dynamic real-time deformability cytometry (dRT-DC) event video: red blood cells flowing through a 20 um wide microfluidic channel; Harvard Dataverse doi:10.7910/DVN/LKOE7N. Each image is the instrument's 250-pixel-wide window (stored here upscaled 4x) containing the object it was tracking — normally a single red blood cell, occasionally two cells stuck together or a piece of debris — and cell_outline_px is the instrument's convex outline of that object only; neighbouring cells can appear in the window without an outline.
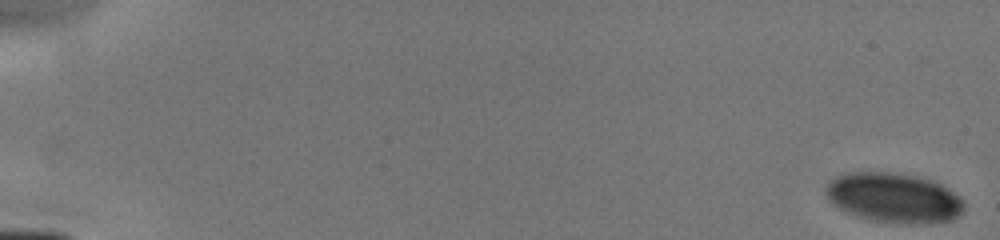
{"species": "human", "species_latin": "Homo sapiens", "temperature_condition": "cold", "stored_images_in_passage": 7, "camera_frame_rate_fps": 3000, "um_per_image_px": 0.085, "donor": {"sex": "male"}, "frame": {"image": 1, "passage_image": 1, "time_ms": 0.0, "image_size_px": [1000, 240], "cell_outline_px": [[964, 212], [960, 216], [952, 220], [916, 224], [908, 224], [868, 220], [856, 216], [832, 204], [828, 200], [824, 192], [824, 188], [828, 180], [836, 176], [848, 172], [892, 172], [916, 176], [932, 180], [940, 184], [960, 196], [964, 200]], "centroid_in_image_um": [75.96, 16.81], "position_along_channel_um": 9.0, "area_um2": 40.63}}
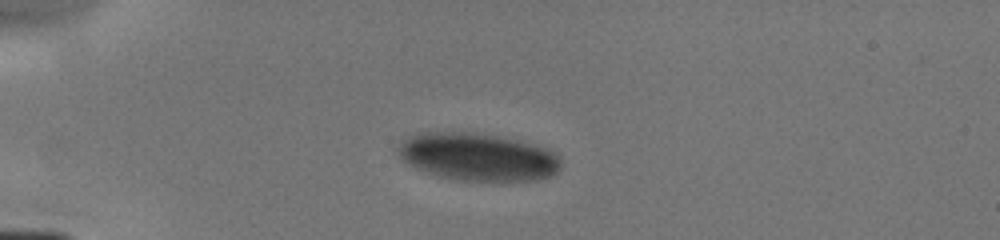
{"frame": {"image": 2, "passage_image": 5, "time_ms": 4.333, "image_size_px": [1000, 240], "cell_outline_px": [[560, 168], [552, 176], [536, 180], [456, 180], [440, 176], [416, 168], [408, 164], [396, 152], [396, 144], [408, 136], [416, 132], [472, 132], [500, 136], [520, 140], [536, 144], [548, 148], [556, 152], [560, 156]], "centroid_in_image_um": [40.61, 13.31], "position_along_channel_um": 44.4, "area_um2": 45.72}}